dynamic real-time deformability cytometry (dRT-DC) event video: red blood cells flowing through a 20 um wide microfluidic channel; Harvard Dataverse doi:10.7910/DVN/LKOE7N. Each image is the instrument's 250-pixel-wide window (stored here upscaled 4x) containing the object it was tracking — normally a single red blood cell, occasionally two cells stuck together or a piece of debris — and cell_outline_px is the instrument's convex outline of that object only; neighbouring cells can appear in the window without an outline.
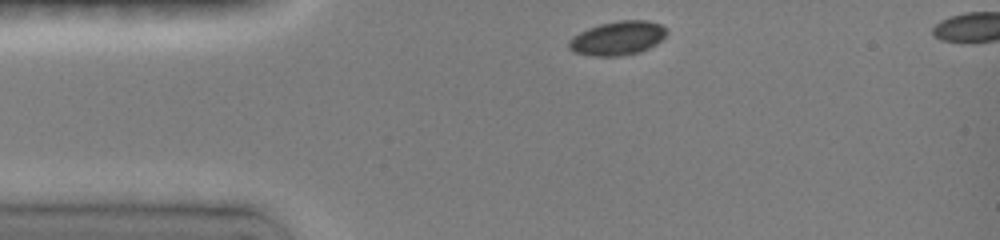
{"species": "common noctule bat (a hibernating species)", "species_latin": "Nyctalus noctula", "temperature_condition": "room temperature", "stored_images_in_passage": 5, "segment_of_instrument_passage": [1, 2], "camera_frame_rate_fps": 3000, "um_per_image_px": 0.085, "animal": {"sex": "female", "body_mass_g": 19.0, "forearm_length_mm": 51.5}, "frame": {"image": 1, "passage_image": 1, "time_ms": 0.0, "image_size_px": [1000, 240], "cell_outline_px": [[668, 32], [656, 44], [648, 48], [636, 52], [616, 56], [600, 56], [576, 52], [568, 48], [568, 40], [572, 36], [588, 28], [600, 24], [620, 20], [648, 20], [660, 24], [668, 28]], "centroid_in_image_um": [52.51, 3.22], "position_along_channel_um": 32.5, "area_um2": 19.13}}